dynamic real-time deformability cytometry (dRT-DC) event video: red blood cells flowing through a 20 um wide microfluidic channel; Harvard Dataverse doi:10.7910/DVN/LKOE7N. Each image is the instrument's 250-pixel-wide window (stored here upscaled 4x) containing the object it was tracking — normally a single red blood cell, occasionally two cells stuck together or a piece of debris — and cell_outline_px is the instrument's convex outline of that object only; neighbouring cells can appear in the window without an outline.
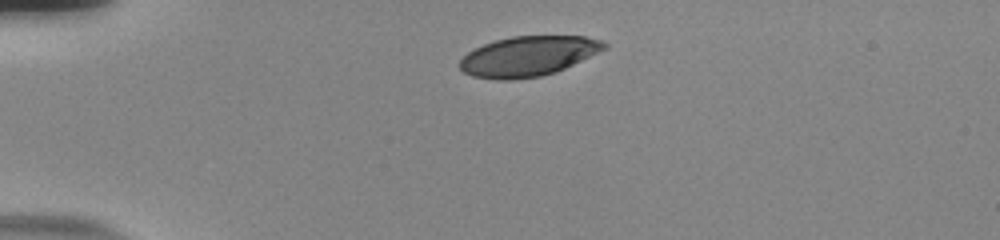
{"species": "human", "species_latin": "Homo sapiens", "temperature_condition": "room temperature", "stored_images_in_passage": 36, "camera_frame_rate_fps": 3000, "um_per_image_px": 0.085, "donor": {"sex": "male"}, "frame": {"image": 1, "passage_image": 1, "time_ms": 0.0, "image_size_px": [1000, 240], "cell_outline_px": [[608, 48], [556, 72], [540, 76], [512, 80], [496, 80], [472, 76], [464, 72], [456, 64], [468, 52], [484, 44], [496, 40], [512, 36], [584, 36], [600, 40], [608, 44]], "centroid_in_image_um": [44.89, 4.78], "position_along_channel_um": 40.1, "area_um2": 33.7}}
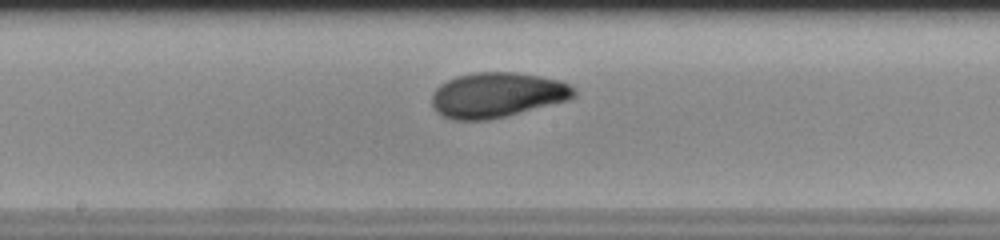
{"frame": {"image": 2, "passage_image": 18, "time_ms": 5.667, "image_size_px": [1000, 240], "cell_outline_px": [[576, 96], [568, 100], [508, 116], [488, 120], [452, 120], [436, 112], [432, 108], [432, 92], [440, 84], [456, 76], [476, 72], [516, 72], [540, 76], [560, 80], [568, 84], [576, 92]], "centroid_in_image_um": [42.23, 8.08], "position_along_channel_um": 206.0, "area_um2": 37.57}}
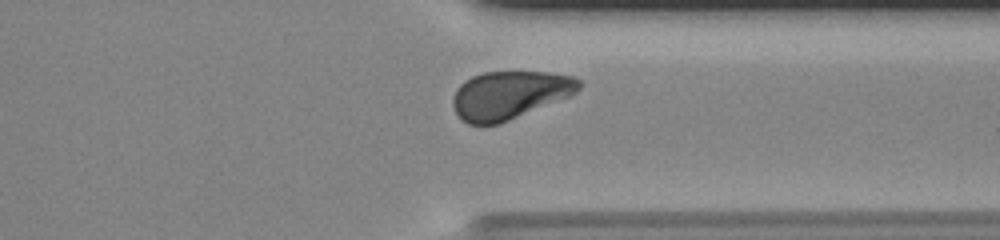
{"frame": {"image": 3, "passage_image": 31, "time_ms": 10.0, "image_size_px": [1000, 240], "cell_outline_px": [[580, 88], [572, 96], [500, 124], [468, 124], [460, 120], [452, 104], [452, 100], [456, 88], [464, 80], [472, 76], [484, 72], [548, 72], [576, 76], [580, 80]], "centroid_in_image_um": [43.33, 8.08], "position_along_channel_um": 368.1, "area_um2": 35.72}, "authors_computed_cell_mechanics": {"area_um2": 36.0961, "velocity_mm_per_s": 3.7426, "shape_relaxation_time_tau1_ms": 3.6498, "shape_relaxation_time_tau2_ms": 1.18, "deformation_change_tau1": 0.1633, "deformation_change_tau2": 0.0597}}